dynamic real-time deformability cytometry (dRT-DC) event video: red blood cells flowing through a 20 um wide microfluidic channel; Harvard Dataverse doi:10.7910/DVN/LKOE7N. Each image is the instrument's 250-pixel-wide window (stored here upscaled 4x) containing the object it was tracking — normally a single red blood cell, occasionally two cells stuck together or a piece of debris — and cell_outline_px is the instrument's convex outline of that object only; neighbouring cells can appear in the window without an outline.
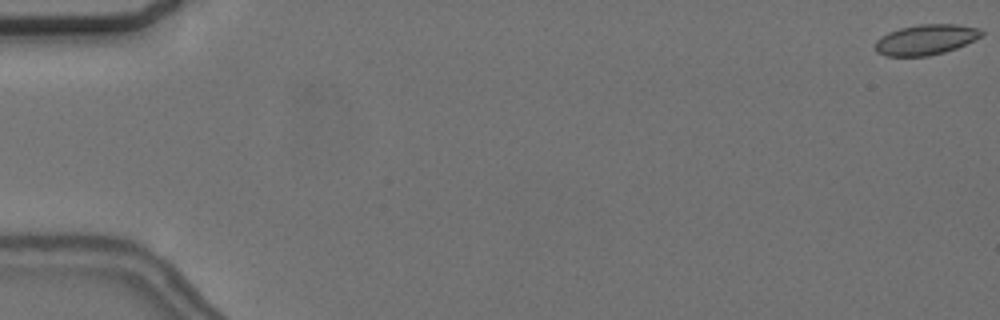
{"species": "common noctule bat (a hibernating species)", "species_latin": "Nyctalus noctula", "temperature_condition": "cold", "stored_images_in_passage": 57, "camera_frame_rate_fps": 3000, "um_per_image_px": 0.085, "animal": {"sex": "female", "body_mass_g": 24.6, "forearm_length_mm": 56.2}, "frame": {"image": 1, "passage_image": 1, "time_ms": 0.0, "image_size_px": [1000, 320], "cell_outline_px": [[984, 32], [980, 36], [956, 48], [944, 52], [928, 56], [884, 56], [876, 52], [876, 40], [880, 36], [888, 32], [900, 28], [920, 24], [956, 24], [980, 28]], "centroid_in_image_um": [78.66, 3.37], "position_along_channel_um": 6.3, "area_um2": 18.73}}
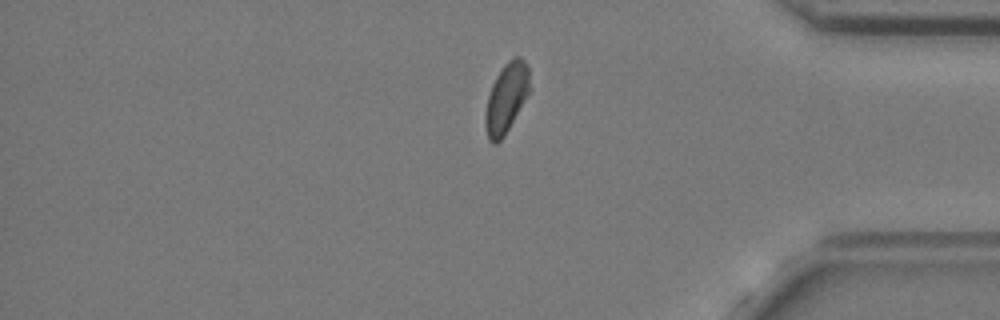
{"frame": {"image": 2, "passage_image": 48, "time_ms": 15.667, "image_size_px": [1000, 320], "cell_outline_px": [[532, 88], [504, 136], [496, 144], [492, 144], [488, 140], [484, 124], [484, 116], [488, 96], [492, 84], [496, 76], [504, 64], [512, 56], [520, 56], [528, 64]], "centroid_in_image_um": [43.05, 8.3], "position_along_channel_um": 392.1, "area_um2": 18.44}}
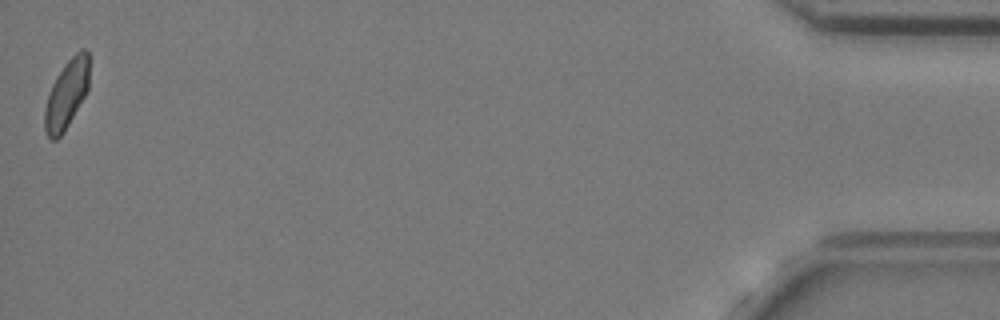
{"frame": {"image": 3, "passage_image": 57, "time_ms": 18.667, "image_size_px": [1000, 320], "cell_outline_px": [[88, 88], [84, 96], [64, 132], [56, 140], [52, 140], [44, 132], [44, 108], [52, 84], [56, 76], [64, 64], [80, 48], [84, 48], [88, 52]], "centroid_in_image_um": [5.63, 8.01], "position_along_channel_um": 429.6, "area_um2": 17.69}, "authors_computed_cell_mechanics": {"area_um2": 18.8428, "velocity_mm_per_s": 3.6551, "shape_relaxation_time_tau1_ms": null, "shape_relaxation_time_tau2_ms": 1.2811, "deformation_change_tau1": null, "deformation_change_tau2": 0.0417}}